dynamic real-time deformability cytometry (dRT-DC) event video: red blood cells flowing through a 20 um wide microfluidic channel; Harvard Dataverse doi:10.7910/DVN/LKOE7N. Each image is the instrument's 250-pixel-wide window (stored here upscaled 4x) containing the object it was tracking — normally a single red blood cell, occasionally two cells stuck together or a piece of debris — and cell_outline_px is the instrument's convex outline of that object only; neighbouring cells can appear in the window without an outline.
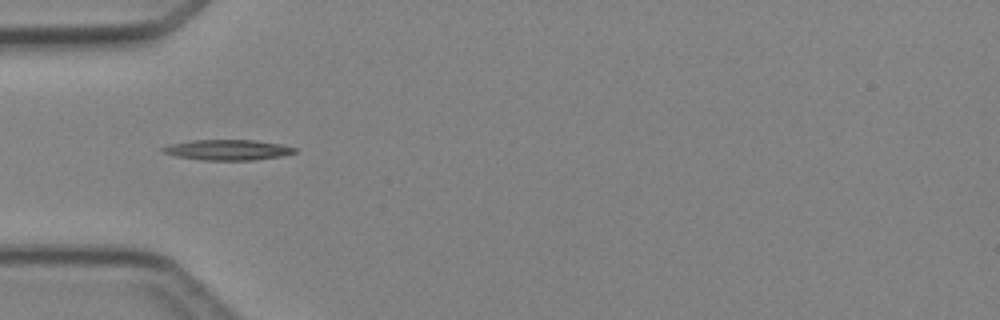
{"species": "Egyptian fruit bat (a non-hibernating species)", "species_latin": "Rousettus aegyptiacus", "temperature_condition": "cold", "stored_images_in_passage": 2, "camera_frame_rate_fps": 3000, "um_per_image_px": 0.085, "animal": {"sex": "female"}, "frame": {"image": 1, "passage_image": 1, "time_ms": 0.0, "image_size_px": [1000, 320], "cell_outline_px": [[296, 152], [280, 156], [252, 160], [204, 160], [176, 156], [164, 152], [160, 148], [168, 144], [192, 140], [256, 140], [280, 144], [296, 148]], "centroid_in_image_um": [19.33, 12.73], "position_along_channel_um": 65.7, "area_um2": 15.61}}
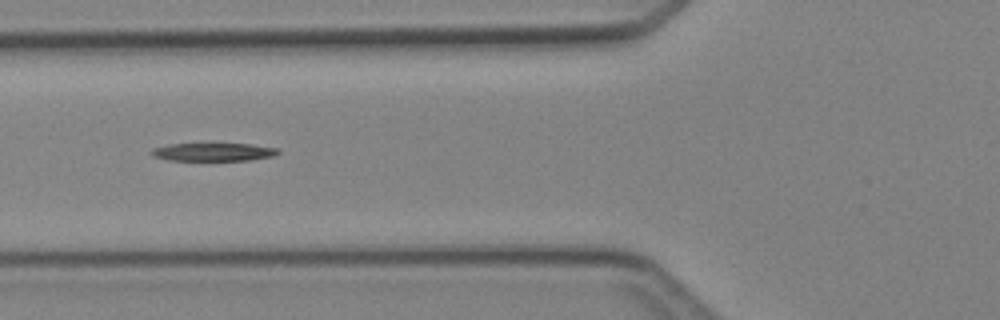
{"frame": {"image": 2, "passage_image": 2, "time_ms": 1.0, "image_size_px": [1000, 320], "cell_outline_px": [[280, 152], [276, 156], [252, 160], [168, 160], [152, 156], [152, 148], [168, 144], [252, 144], [276, 148]], "centroid_in_image_um": [18.16, 12.92], "position_along_channel_um": 107.6, "area_um2": 13.29}}